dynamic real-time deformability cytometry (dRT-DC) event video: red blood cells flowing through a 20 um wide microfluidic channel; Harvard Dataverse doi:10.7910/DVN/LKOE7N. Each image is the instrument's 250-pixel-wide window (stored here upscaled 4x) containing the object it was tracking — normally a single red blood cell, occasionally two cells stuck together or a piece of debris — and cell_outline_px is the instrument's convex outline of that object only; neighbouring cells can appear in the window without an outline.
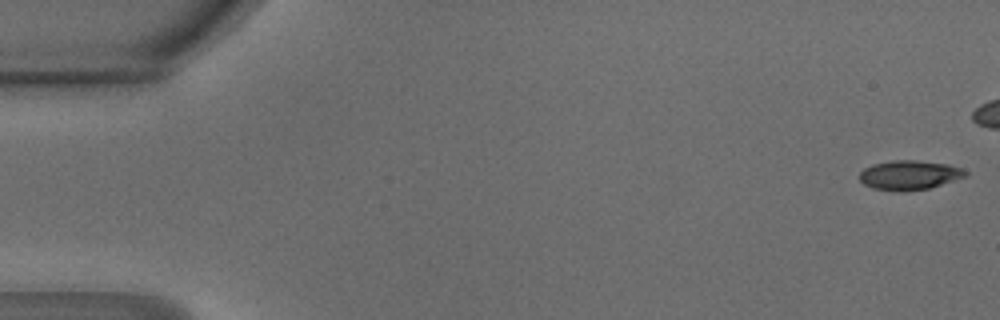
{"species": "common noctule bat (a hibernating species)", "species_latin": "Nyctalus noctula", "temperature_condition": "warm", "stored_images_in_passage": 9, "camera_frame_rate_fps": 3000, "um_per_image_px": 0.085, "animal": {"sex": "male", "body_mass_g": 18.8}, "frame": {"image": 1, "passage_image": 1, "time_ms": 0.0, "image_size_px": [1000, 320], "cell_outline_px": [[968, 176], [928, 188], [872, 188], [864, 184], [860, 180], [860, 172], [864, 168], [872, 164], [892, 160], [916, 160], [948, 164], [964, 168], [968, 172]], "centroid_in_image_um": [77.35, 14.82], "position_along_channel_um": 7.7, "area_um2": 17.46}}